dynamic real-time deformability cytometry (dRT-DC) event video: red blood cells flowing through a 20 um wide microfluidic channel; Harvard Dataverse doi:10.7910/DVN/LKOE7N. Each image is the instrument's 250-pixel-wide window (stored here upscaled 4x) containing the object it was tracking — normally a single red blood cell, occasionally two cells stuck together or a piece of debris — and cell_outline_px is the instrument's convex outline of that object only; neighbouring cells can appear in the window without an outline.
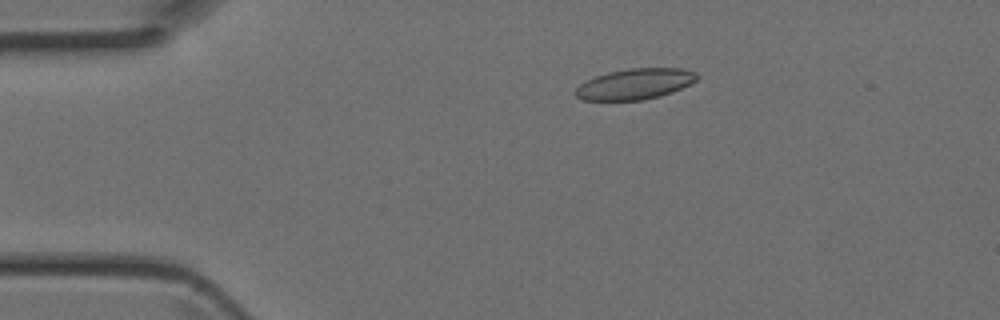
{"species": "Egyptian fruit bat (a non-hibernating species)", "species_latin": "Rousettus aegyptiacus", "temperature_condition": "room temperature", "stored_images_in_passage": 37, "camera_frame_rate_fps": 3000, "um_per_image_px": 0.085, "animal": {"sex": "female"}, "frame": {"image": 1, "passage_image": 1, "time_ms": 0.0, "image_size_px": [1000, 320], "cell_outline_px": [[700, 76], [696, 80], [672, 92], [660, 96], [644, 100], [580, 100], [576, 96], [576, 88], [580, 84], [596, 76], [608, 72], [628, 68], [680, 68], [696, 72]], "centroid_in_image_um": [53.98, 7.14], "position_along_channel_um": 31.0, "area_um2": 21.68}}
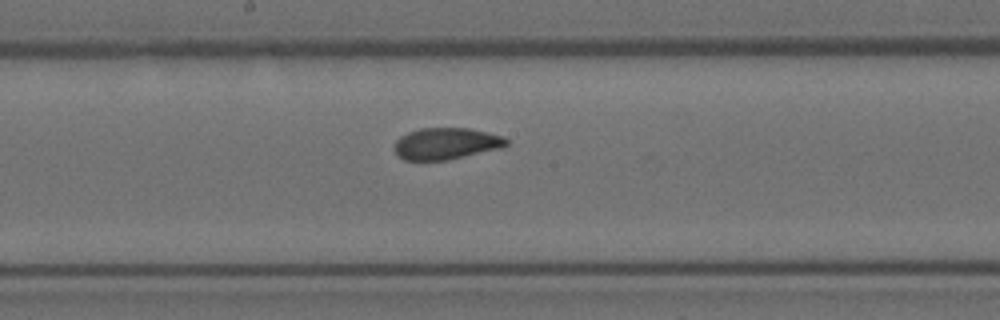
{"frame": {"image": 2, "passage_image": 16, "time_ms": 5.0, "image_size_px": [1000, 320], "cell_outline_px": [[508, 144], [504, 148], [448, 160], [404, 160], [396, 156], [396, 140], [400, 136], [408, 132], [420, 128], [468, 128], [504, 136], [508, 140]], "centroid_in_image_um": [37.95, 12.21], "position_along_channel_um": 210.2, "area_um2": 20.81}}
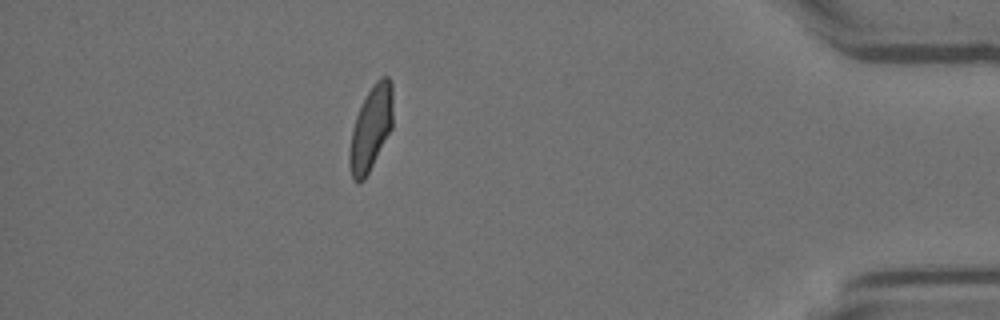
{"frame": {"image": 3, "passage_image": 32, "time_ms": 10.333, "image_size_px": [1000, 320], "cell_outline_px": [[392, 128], [364, 180], [360, 184], [356, 184], [352, 180], [348, 164], [348, 152], [352, 128], [356, 116], [372, 84], [380, 76], [388, 76], [392, 80]], "centroid_in_image_um": [31.5, 10.94], "position_along_channel_um": 403.7, "area_um2": 21.56}}